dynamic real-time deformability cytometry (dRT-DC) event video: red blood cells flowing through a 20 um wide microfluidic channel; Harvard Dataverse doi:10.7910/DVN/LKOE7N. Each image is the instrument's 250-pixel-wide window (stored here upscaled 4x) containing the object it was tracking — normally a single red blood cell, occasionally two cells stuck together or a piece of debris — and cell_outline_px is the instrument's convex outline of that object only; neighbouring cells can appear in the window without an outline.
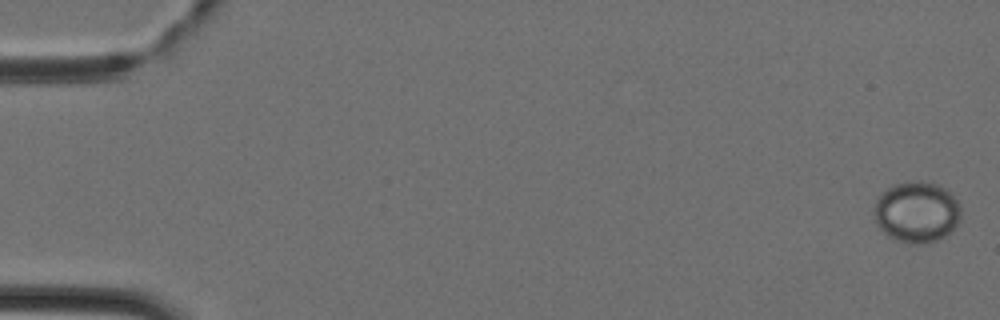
{"species": "Egyptian fruit bat (a non-hibernating species)", "species_latin": "Rousettus aegyptiacus", "temperature_condition": "cold", "stored_images_in_passage": 42, "camera_frame_rate_fps": 3000, "um_per_image_px": 0.085, "animal": {"sex": "female"}, "frame": {"image": 1, "passage_image": 1, "time_ms": 0.0, "image_size_px": [1000, 320], "cell_outline_px": [[960, 220], [952, 232], [936, 240], [908, 244], [896, 240], [888, 236], [876, 224], [872, 208], [876, 200], [892, 184], [908, 180], [920, 180], [936, 184], [944, 188], [956, 200], [960, 208]], "centroid_in_image_um": [77.89, 18.01], "position_along_channel_um": 7.1, "area_um2": 30.98}}
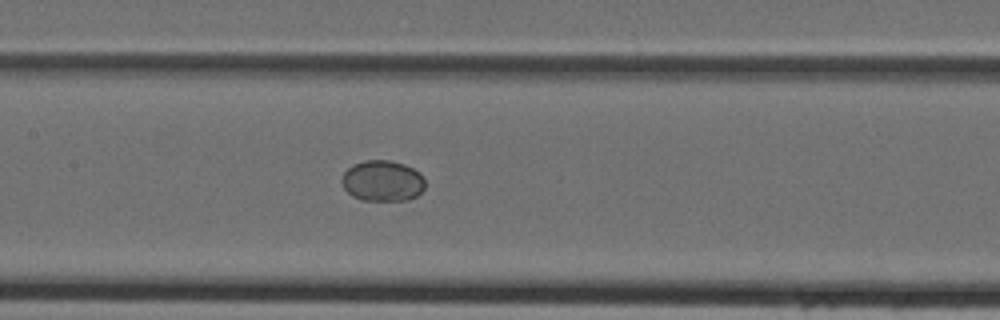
{"frame": {"image": 2, "passage_image": 22, "time_ms": 7.0, "image_size_px": [1000, 320], "cell_outline_px": [[424, 188], [416, 196], [408, 200], [360, 200], [352, 196], [344, 188], [340, 180], [344, 172], [352, 164], [364, 160], [388, 160], [404, 164], [412, 168], [424, 180]], "centroid_in_image_um": [32.46, 15.37], "position_along_channel_um": 174.9, "area_um2": 19.77}}
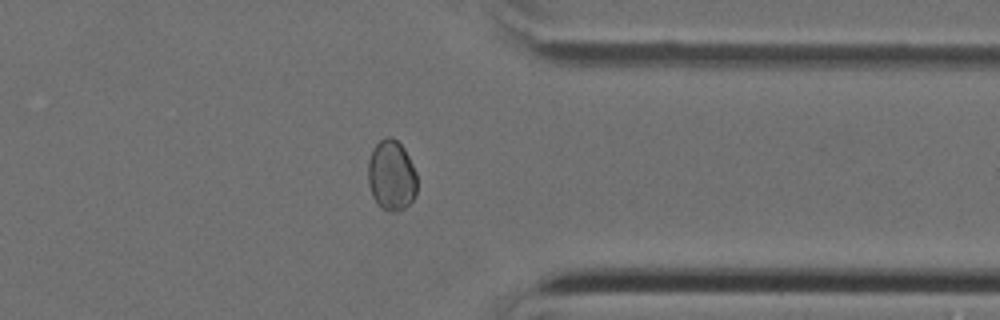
{"frame": {"image": 3, "passage_image": 36, "time_ms": 11.667, "image_size_px": [1000, 320], "cell_outline_px": [[416, 196], [404, 208], [396, 212], [388, 212], [380, 208], [372, 196], [368, 184], [368, 164], [372, 148], [380, 140], [388, 136], [392, 136], [404, 148], [416, 172]], "centroid_in_image_um": [33.26, 14.93], "position_along_channel_um": 378.1, "area_um2": 20.29}}